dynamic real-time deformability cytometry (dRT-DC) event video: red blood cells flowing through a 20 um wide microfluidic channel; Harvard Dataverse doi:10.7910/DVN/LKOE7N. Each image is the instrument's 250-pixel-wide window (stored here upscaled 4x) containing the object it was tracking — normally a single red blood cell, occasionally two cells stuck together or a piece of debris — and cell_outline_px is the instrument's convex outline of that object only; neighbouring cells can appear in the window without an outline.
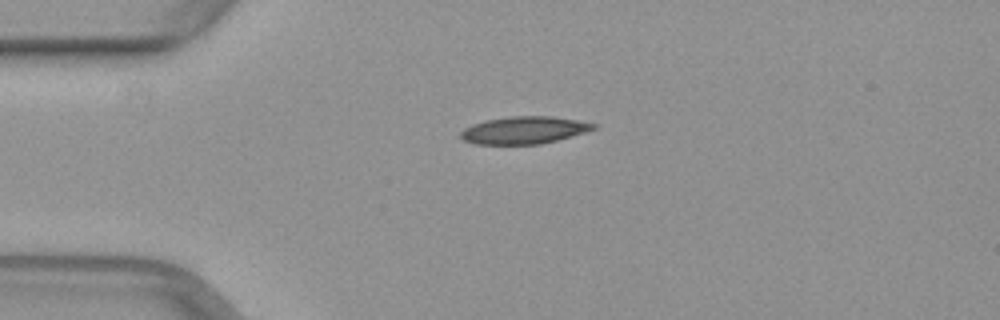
{"species": "common noctule bat (a hibernating species)", "species_latin": "Nyctalus noctula", "temperature_condition": "warm", "stored_images_in_passage": 39, "camera_frame_rate_fps": 3000, "um_per_image_px": 0.085, "animal": {"sex": "female", "body_mass_g": 29.2, "forearm_length_mm": 56.3}, "frame": {"image": 1, "passage_image": 1, "time_ms": 0.0, "image_size_px": [1000, 320], "cell_outline_px": [[596, 128], [584, 132], [556, 140], [540, 144], [476, 144], [464, 140], [460, 136], [460, 132], [464, 128], [472, 124], [488, 120], [512, 116], [552, 116], [576, 120], [596, 124]], "centroid_in_image_um": [44.52, 11.06], "position_along_channel_um": 40.5, "area_um2": 20.87}}
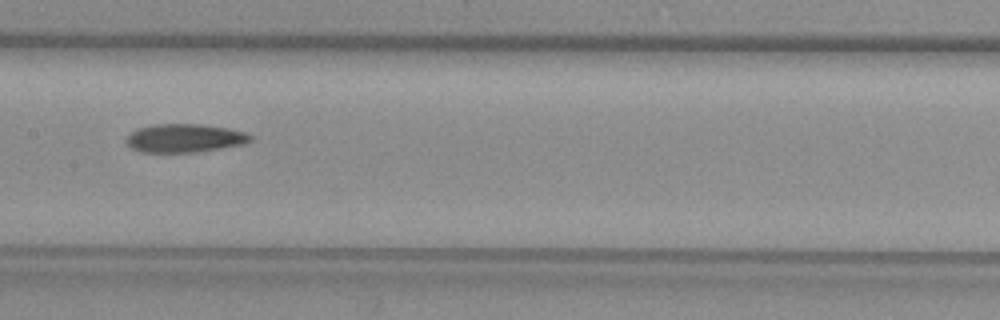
{"frame": {"image": 2, "passage_image": 14, "time_ms": 4.333, "image_size_px": [1000, 320], "cell_outline_px": [[252, 140], [244, 144], [196, 152], [140, 152], [132, 148], [124, 140], [136, 128], [152, 124], [200, 124], [228, 128], [244, 132], [252, 136]], "centroid_in_image_um": [15.67, 11.74], "position_along_channel_um": 191.7, "area_um2": 20.58}}
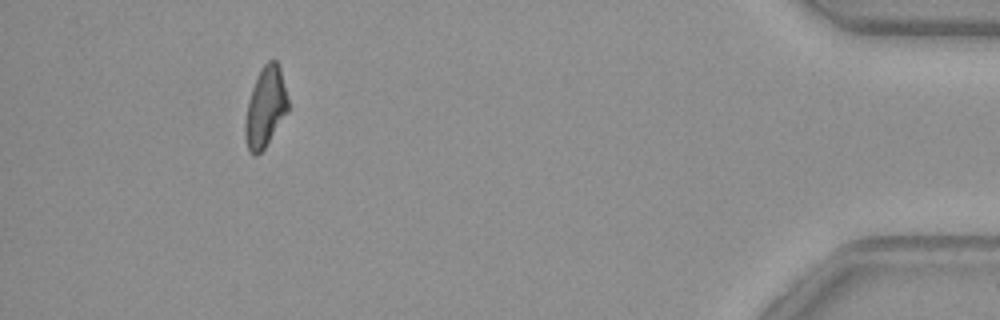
{"frame": {"image": 3, "passage_image": 35, "time_ms": 11.333, "image_size_px": [1000, 320], "cell_outline_px": [[288, 112], [264, 148], [256, 156], [252, 156], [248, 152], [244, 136], [244, 124], [248, 100], [256, 76], [264, 64], [268, 60], [276, 60], [280, 68], [288, 100]], "centroid_in_image_um": [22.53, 9.14], "position_along_channel_um": 412.7, "area_um2": 20.11}}